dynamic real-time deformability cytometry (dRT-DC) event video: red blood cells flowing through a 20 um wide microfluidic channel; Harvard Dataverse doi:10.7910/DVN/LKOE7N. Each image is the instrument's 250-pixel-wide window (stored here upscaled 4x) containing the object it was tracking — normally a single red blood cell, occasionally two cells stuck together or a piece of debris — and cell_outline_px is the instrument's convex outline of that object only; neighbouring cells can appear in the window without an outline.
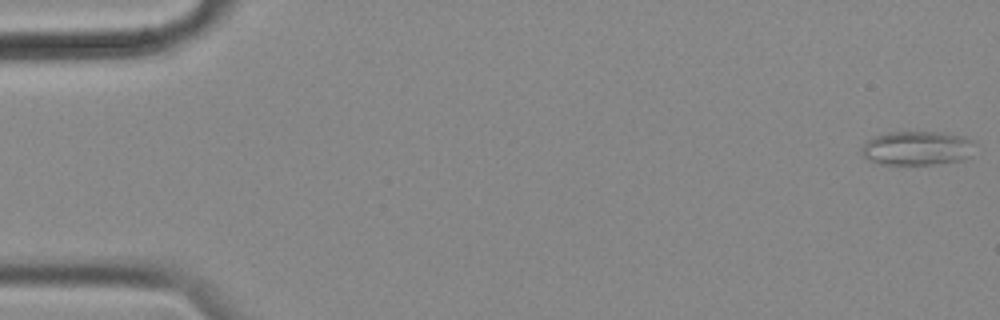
{"species": "common noctule bat (a hibernating species)", "species_latin": "Nyctalus noctula", "temperature_condition": "cold", "stored_images_in_passage": 56, "camera_frame_rate_fps": 3000, "um_per_image_px": 0.085, "animal": {"sex": "female", "body_mass_g": 18.4}, "frame": {"image": 1, "passage_image": 1, "time_ms": 0.0, "image_size_px": [1000, 320], "cell_outline_px": [[976, 140], [968, 156], [960, 160], [940, 164], [880, 164], [868, 160], [864, 156], [864, 144], [868, 140], [876, 136], [888, 132], [940, 132], [964, 136]], "centroid_in_image_um": [77.99, 12.59], "position_along_channel_um": 7.0, "area_um2": 22.31}}
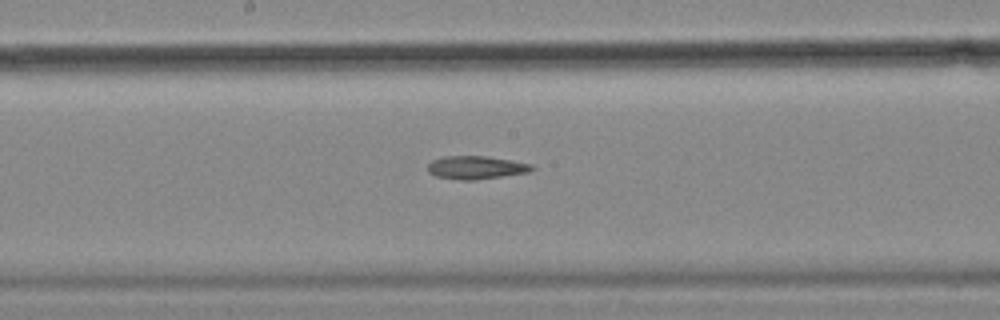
{"frame": {"image": 2, "passage_image": 30, "time_ms": 9.667, "image_size_px": [1000, 320], "cell_outline_px": [[536, 168], [532, 172], [476, 180], [460, 180], [436, 176], [428, 172], [428, 164], [432, 160], [444, 156], [488, 156], [512, 160], [532, 164]], "centroid_in_image_um": [40.52, 14.24], "position_along_channel_um": 207.7, "area_um2": 14.28}}
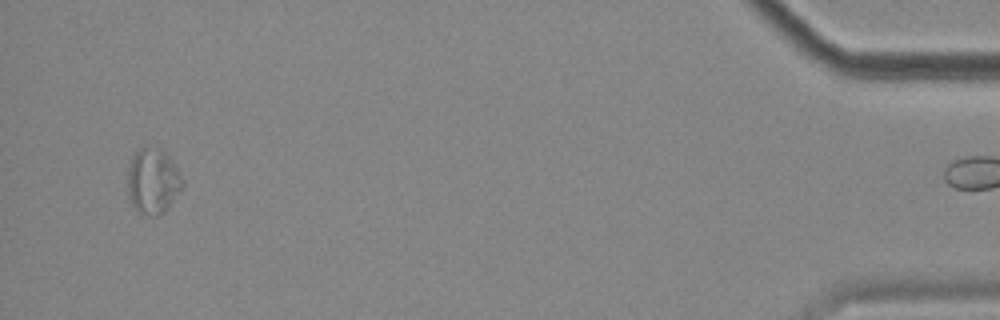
{"frame": {"image": 3, "passage_image": 55, "time_ms": 18.0, "image_size_px": [1000, 320], "cell_outline_px": [[184, 188], [164, 212], [156, 216], [152, 216], [140, 212], [132, 204], [128, 196], [128, 164], [132, 156], [140, 148], [148, 144], [160, 148], [168, 156], [184, 180]], "centroid_in_image_um": [13.0, 15.37], "position_along_channel_um": 422.2, "area_um2": 21.15}}